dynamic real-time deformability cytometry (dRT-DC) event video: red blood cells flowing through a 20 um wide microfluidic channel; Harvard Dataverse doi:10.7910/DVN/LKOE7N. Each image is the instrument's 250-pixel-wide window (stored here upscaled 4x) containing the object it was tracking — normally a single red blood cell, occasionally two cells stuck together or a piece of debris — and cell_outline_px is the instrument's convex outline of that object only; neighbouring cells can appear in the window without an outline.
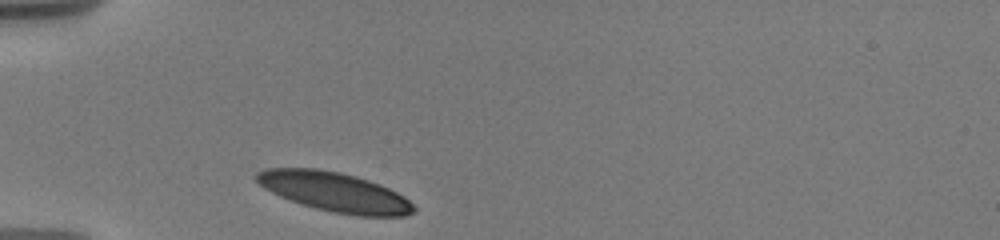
{"species": "human", "species_latin": "Homo sapiens", "temperature_condition": "warm", "stored_images_in_passage": 41, "camera_frame_rate_fps": 3000, "um_per_image_px": 0.085, "donor": {"sex": "male"}, "frame": {"image": 1, "passage_image": 1, "time_ms": 0.0, "image_size_px": [1000, 240], "cell_outline_px": [[416, 212], [404, 216], [356, 216], [332, 212], [300, 204], [280, 196], [264, 188], [252, 176], [256, 172], [264, 168], [316, 168], [340, 172], [356, 176], [380, 184], [404, 196], [416, 208]], "centroid_in_image_um": [28.42, 16.31], "position_along_channel_um": 56.6, "area_um2": 36.3}}
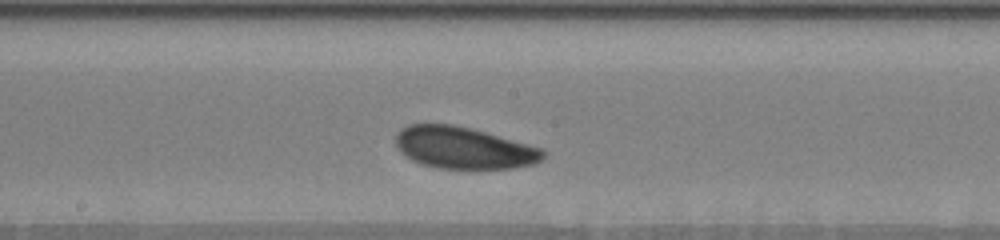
{"frame": {"image": 2, "passage_image": 20, "time_ms": 4.667, "image_size_px": [1000, 240], "cell_outline_px": [[548, 152], [536, 164], [516, 168], [440, 168], [424, 164], [412, 160], [400, 152], [396, 148], [396, 132], [400, 128], [408, 124], [452, 124], [484, 132], [544, 148]], "centroid_in_image_um": [39.42, 12.56], "position_along_channel_um": 208.8, "area_um2": 35.95}}
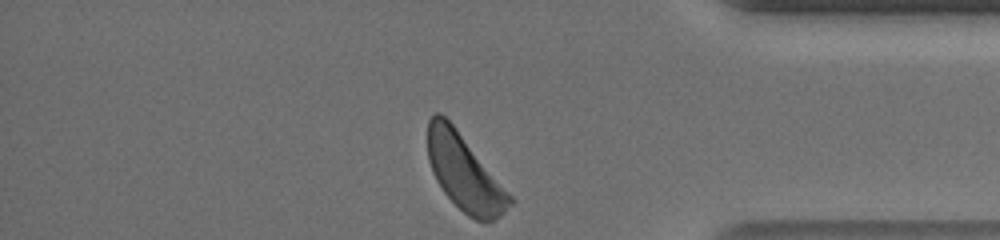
{"frame": {"image": 3, "passage_image": 41, "time_ms": 10.333, "image_size_px": [1000, 240], "cell_outline_px": [[516, 200], [496, 220], [476, 220], [468, 216], [444, 192], [436, 180], [432, 172], [428, 160], [428, 120], [436, 112], [440, 112], [452, 124]], "centroid_in_image_um": [39.48, 14.69], "position_along_channel_um": 395.7, "area_um2": 35.66}, "authors_computed_cell_mechanics": {"area_um2": 36.2984, "velocity_mm_per_s": 3.5763, "shape_relaxation_time_tau1_ms": 2.1133, "shape_relaxation_time_tau2_ms": 5.7435, "deformation_change_tau1": 0.0942, "deformation_change_tau2": 0.125}}